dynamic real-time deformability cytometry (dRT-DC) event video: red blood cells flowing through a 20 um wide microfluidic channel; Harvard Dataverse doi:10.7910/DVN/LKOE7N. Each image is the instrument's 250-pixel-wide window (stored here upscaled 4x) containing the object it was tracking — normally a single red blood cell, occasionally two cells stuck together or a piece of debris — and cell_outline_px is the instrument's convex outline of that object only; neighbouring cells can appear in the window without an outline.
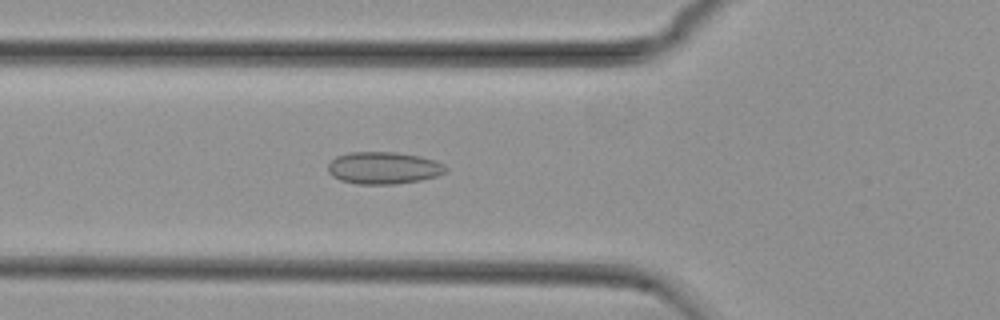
{"species": "common noctule bat (a hibernating species)", "species_latin": "Nyctalus noctula", "temperature_condition": "cold", "stored_images_in_passage": 45, "camera_frame_rate_fps": 3000, "um_per_image_px": 0.085, "animal": {"sex": "female", "body_mass_g": 29.2, "forearm_length_mm": 56.3}, "frame": {"image": 1, "passage_image": 18, "time_ms": 5.667, "image_size_px": [1000, 320], "cell_outline_px": [[448, 168], [444, 172], [436, 176], [420, 180], [396, 184], [356, 184], [340, 180], [332, 176], [328, 172], [328, 164], [336, 156], [348, 152], [396, 152], [420, 156], [436, 160], [444, 164]], "centroid_in_image_um": [32.59, 14.27], "position_along_channel_um": 93.2, "area_um2": 22.2}}
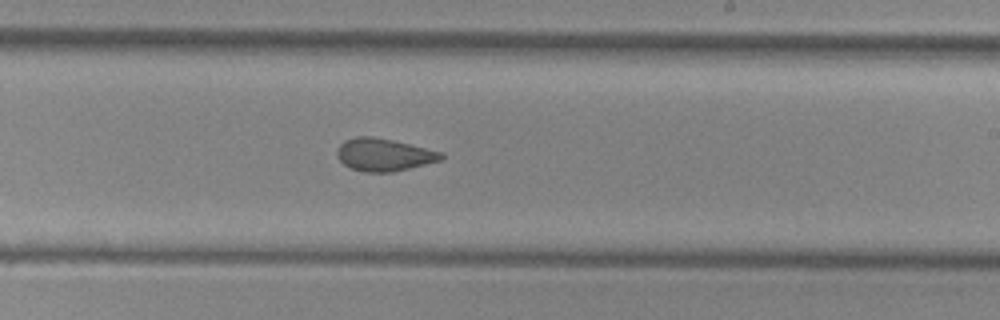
{"frame": {"image": 2, "passage_image": 31, "time_ms": 10.0, "image_size_px": [1000, 320], "cell_outline_px": [[444, 156], [440, 160], [392, 172], [364, 172], [352, 168], [344, 164], [336, 156], [336, 152], [340, 144], [344, 140], [356, 136], [372, 136], [392, 140], [444, 152]], "centroid_in_image_um": [32.61, 13.14], "position_along_channel_um": 256.4, "area_um2": 19.65}}
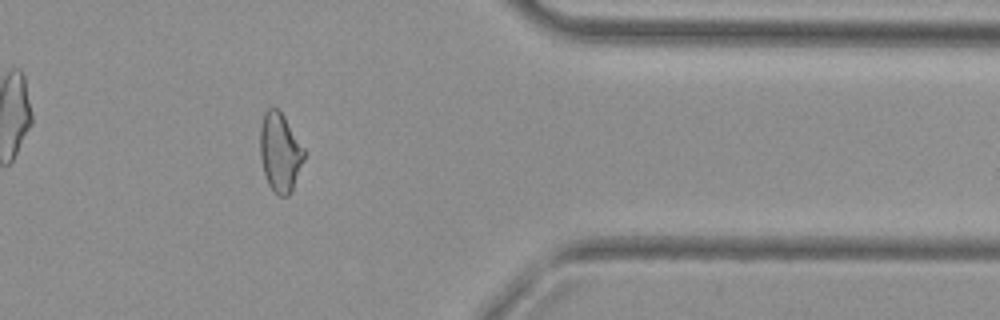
{"frame": {"image": 3, "passage_image": 43, "time_ms": 14.0, "image_size_px": [1000, 320], "cell_outline_px": [[304, 160], [292, 188], [288, 196], [276, 196], [272, 192], [268, 184], [264, 172], [260, 156], [260, 124], [264, 112], [272, 104], [284, 116], [304, 148]], "centroid_in_image_um": [23.77, 12.93], "position_along_channel_um": 387.6, "area_um2": 20.29}, "authors_computed_cell_mechanics": {"area_um2": 20.808, "velocity_mm_per_s": 3.7578, "shape_relaxation_time_tau1_ms": null, "shape_relaxation_time_tau2_ms": 2.4559, "deformation_change_tau1": null, "deformation_change_tau2": 0.0805}}